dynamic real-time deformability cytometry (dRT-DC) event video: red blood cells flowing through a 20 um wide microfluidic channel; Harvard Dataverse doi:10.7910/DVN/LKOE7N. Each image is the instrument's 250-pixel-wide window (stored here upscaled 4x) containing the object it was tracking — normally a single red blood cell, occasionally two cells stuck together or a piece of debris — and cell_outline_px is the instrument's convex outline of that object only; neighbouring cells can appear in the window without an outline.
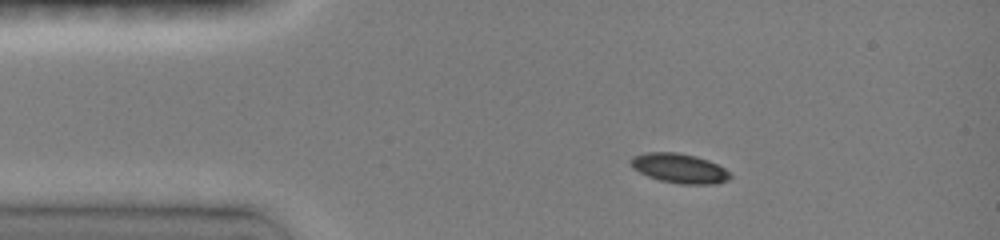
{"species": "common noctule bat (a hibernating species)", "species_latin": "Nyctalus noctula", "temperature_condition": "room temperature", "stored_images_in_passage": 39, "camera_frame_rate_fps": 3000, "um_per_image_px": 0.085, "animal": {"sex": "female", "body_mass_g": 19.0, "forearm_length_mm": 51.5}, "frame": {"image": 1, "passage_image": 1, "time_ms": 0.0, "image_size_px": [1000, 240], "cell_outline_px": [[732, 176], [728, 180], [716, 184], [680, 184], [660, 180], [648, 176], [632, 168], [628, 160], [632, 156], [644, 152], [676, 152], [696, 156], [708, 160], [724, 168]], "centroid_in_image_um": [57.71, 14.3], "position_along_channel_um": 27.3, "area_um2": 17.22}}
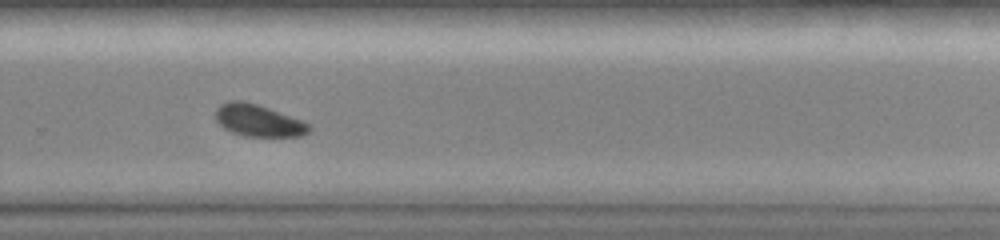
{"frame": {"image": 2, "passage_image": 25, "time_ms": 8.0, "image_size_px": [1000, 240], "cell_outline_px": [[312, 128], [308, 132], [300, 136], [244, 136], [232, 132], [224, 128], [216, 120], [216, 108], [220, 104], [232, 100], [244, 100], [268, 108], [300, 120], [308, 124]], "centroid_in_image_um": [21.92, 10.24], "position_along_channel_um": 307.9, "area_um2": 17.17}}
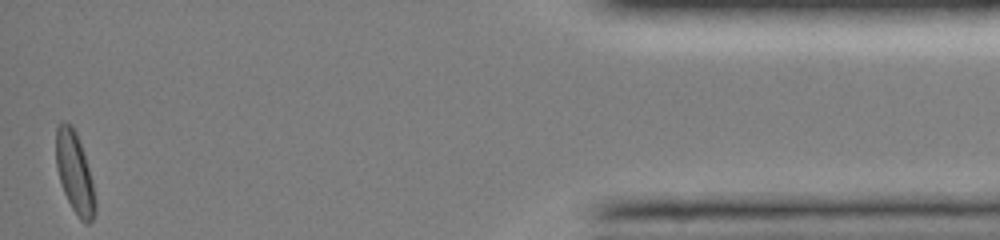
{"frame": {"image": 3, "passage_image": 39, "time_ms": 12.667, "image_size_px": [1000, 240], "cell_outline_px": [[96, 212], [92, 220], [88, 224], [84, 224], [80, 220], [72, 208], [64, 192], [56, 168], [56, 128], [60, 120], [64, 120], [72, 124], [76, 132], [88, 168], [92, 184], [96, 204]], "centroid_in_image_um": [6.33, 14.67], "position_along_channel_um": 428.9, "area_um2": 18.38}, "authors_computed_cell_mechanics": {"area_um2": 17.7446, "velocity_mm_per_s": 4.0987, "shape_relaxation_time_tau1_ms": 2.4408, "shape_relaxation_time_tau2_ms": null, "deformation_change_tau1": 0.0822, "deformation_change_tau2": null}}